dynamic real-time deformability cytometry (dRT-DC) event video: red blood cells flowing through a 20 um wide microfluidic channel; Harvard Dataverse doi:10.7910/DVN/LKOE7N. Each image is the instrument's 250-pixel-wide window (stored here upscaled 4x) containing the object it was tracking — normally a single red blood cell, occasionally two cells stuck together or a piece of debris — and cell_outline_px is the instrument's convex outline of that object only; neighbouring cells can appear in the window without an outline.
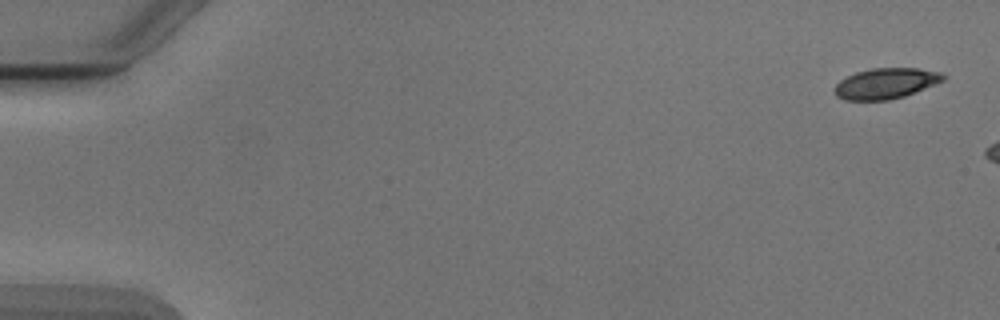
{"species": "Egyptian fruit bat (a non-hibernating species)", "species_latin": "Rousettus aegyptiacus", "temperature_condition": "cold", "stored_images_in_passage": 2, "segment_of_instrument_passage": [2, 2], "camera_frame_rate_fps": 3000, "um_per_image_px": 0.085, "animal": {"sex": "male"}, "frame": {"image": 1, "passage_image": 2, "time_ms": 1.333, "image_size_px": [1000, 320], "cell_outline_px": [[948, 76], [944, 80], [936, 84], [904, 96], [888, 100], [844, 100], [836, 96], [836, 84], [840, 80], [856, 72], [872, 68], [920, 68], [944, 72]], "centroid_in_image_um": [75.36, 7.08], "position_along_channel_um": 9.6, "area_um2": 19.48}}